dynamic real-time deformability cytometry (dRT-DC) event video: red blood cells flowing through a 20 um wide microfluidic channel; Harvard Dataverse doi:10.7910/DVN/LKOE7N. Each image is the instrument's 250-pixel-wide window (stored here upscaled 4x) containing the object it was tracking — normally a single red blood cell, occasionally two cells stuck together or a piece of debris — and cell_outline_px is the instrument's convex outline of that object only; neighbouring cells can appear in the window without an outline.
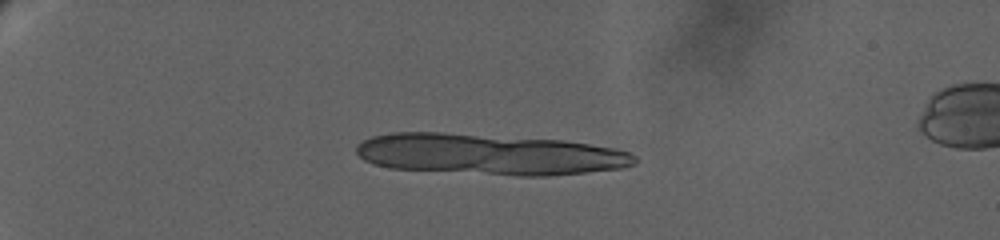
{"species": "human", "species_latin": "Homo sapiens", "temperature_condition": "warm", "stored_images_in_passage": 30, "camera_frame_rate_fps": 3000, "um_per_image_px": 0.085, "donor": {"sex": "female"}, "frame": {"image": 1, "passage_image": 21, "time_ms": 6.667, "image_size_px": [1000, 240], "cell_outline_px": [[636, 164], [624, 168], [548, 176], [520, 176], [392, 168], [372, 164], [364, 160], [356, 152], [356, 144], [372, 136], [392, 132], [444, 132], [564, 140], [616, 148], [628, 152], [636, 156]], "centroid_in_image_um": [41.61, 13.11], "position_along_channel_um": 43.4, "area_um2": 66.82}}